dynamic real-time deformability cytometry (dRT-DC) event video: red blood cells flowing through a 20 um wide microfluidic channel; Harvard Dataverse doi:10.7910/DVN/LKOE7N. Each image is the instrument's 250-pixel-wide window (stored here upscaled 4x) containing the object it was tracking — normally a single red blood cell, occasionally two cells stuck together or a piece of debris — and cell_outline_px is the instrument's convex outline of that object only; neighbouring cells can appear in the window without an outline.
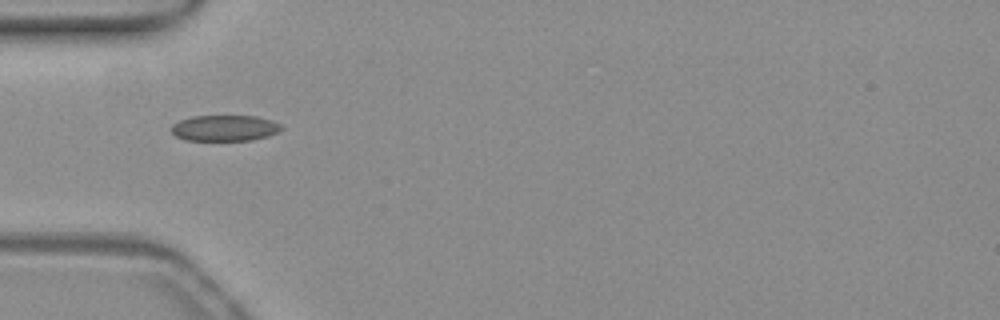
{"species": "common noctule bat (a hibernating species)", "species_latin": "Nyctalus noctula", "temperature_condition": "warm", "stored_images_in_passage": 37, "camera_frame_rate_fps": 3000, "um_per_image_px": 0.085, "animal": {"sex": "female", "body_mass_g": 19.3, "forearm_length_mm": 54.1}, "frame": {"image": 1, "passage_image": 1, "time_ms": 0.0, "image_size_px": [1000, 320], "cell_outline_px": [[284, 128], [268, 136], [252, 140], [184, 140], [176, 136], [172, 132], [172, 124], [180, 120], [192, 116], [256, 116], [272, 120], [280, 124]], "centroid_in_image_um": [19.1, 10.88], "position_along_channel_um": 65.9, "area_um2": 16.59}}
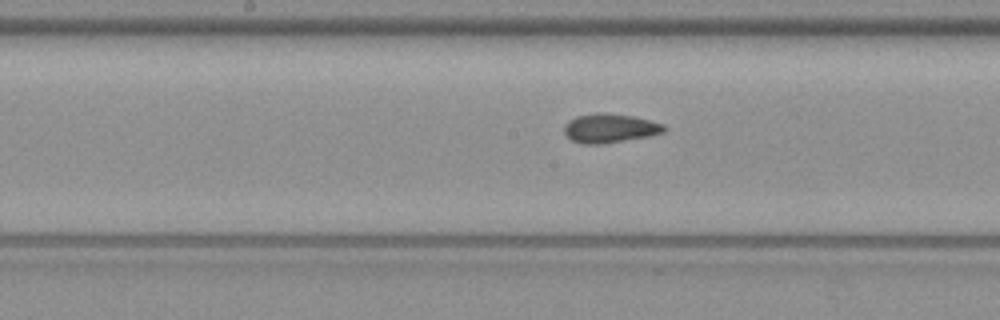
{"frame": {"image": 2, "passage_image": 11, "time_ms": 3.333, "image_size_px": [1000, 320], "cell_outline_px": [[668, 128], [664, 132], [648, 136], [604, 144], [580, 144], [564, 136], [564, 124], [568, 120], [576, 116], [596, 112], [632, 116], [664, 124]], "centroid_in_image_um": [51.79, 10.91], "position_along_channel_um": 196.4, "area_um2": 17.05}}
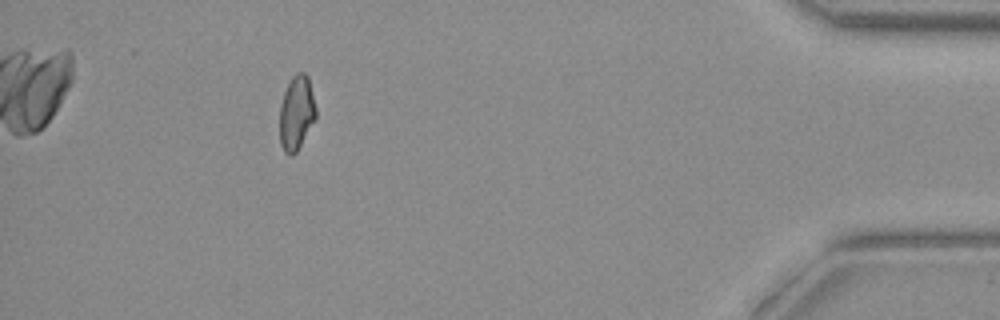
{"frame": {"image": 3, "passage_image": 32, "time_ms": 10.333, "image_size_px": [1000, 320], "cell_outline_px": [[316, 120], [296, 152], [292, 156], [288, 156], [284, 152], [280, 144], [280, 104], [284, 92], [292, 76], [296, 72], [304, 72], [308, 76], [316, 108]], "centroid_in_image_um": [25.2, 9.61], "position_along_channel_um": 410.0, "area_um2": 15.9}, "authors_computed_cell_mechanics": {"area_um2": 16.5886, "velocity_mm_per_s": 3.9035, "shape_relaxation_time_tau1_ms": null, "shape_relaxation_time_tau2_ms": 2.5419, "deformation_change_tau1": null, "deformation_change_tau2": 0.0538}}